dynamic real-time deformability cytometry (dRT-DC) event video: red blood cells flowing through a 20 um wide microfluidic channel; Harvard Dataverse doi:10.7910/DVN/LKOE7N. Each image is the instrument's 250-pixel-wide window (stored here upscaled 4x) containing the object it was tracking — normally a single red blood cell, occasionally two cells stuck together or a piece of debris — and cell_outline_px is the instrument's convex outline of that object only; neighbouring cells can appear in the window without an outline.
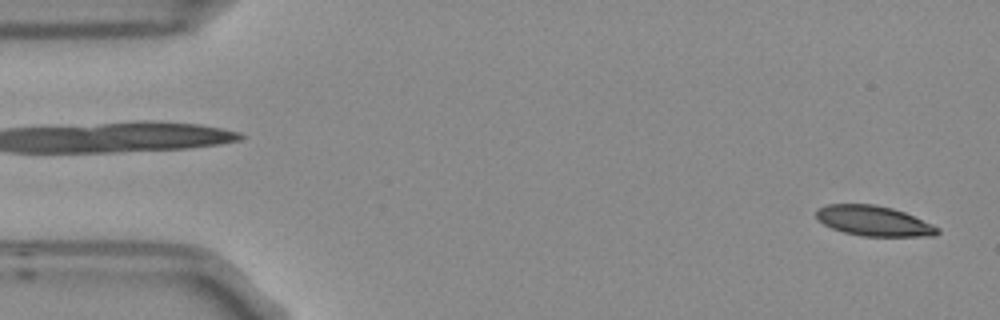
{"species": "Egyptian fruit bat (a non-hibernating species)", "species_latin": "Rousettus aegyptiacus", "temperature_condition": "room temperature", "stored_images_in_passage": 5, "segment_of_instrument_passage": [2, 2], "camera_frame_rate_fps": 3000, "um_per_image_px": 0.085, "frame": {"image": 1, "passage_image": 5, "time_ms": 1.333, "image_size_px": [1000, 320], "cell_outline_px": [[940, 232], [936, 236], [864, 236], [844, 232], [832, 228], [824, 224], [816, 216], [816, 208], [828, 204], [872, 204], [892, 208], [904, 212], [932, 224], [940, 228]], "centroid_in_image_um": [74.28, 18.78], "position_along_channel_um": 10.7, "area_um2": 21.21}}